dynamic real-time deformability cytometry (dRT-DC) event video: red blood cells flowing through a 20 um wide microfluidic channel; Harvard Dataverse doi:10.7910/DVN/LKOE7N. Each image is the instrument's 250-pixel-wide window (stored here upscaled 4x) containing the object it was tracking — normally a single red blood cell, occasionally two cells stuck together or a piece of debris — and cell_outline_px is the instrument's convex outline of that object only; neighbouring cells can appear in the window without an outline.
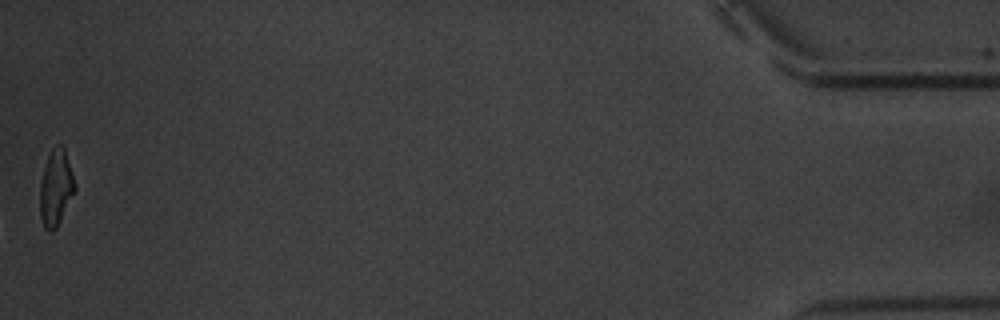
{"species": "common noctule bat (a hibernating species)", "species_latin": "Nyctalus noctula", "temperature_condition": "warm", "stored_images_in_passage": 16, "camera_frame_rate_fps": 3000, "um_per_image_px": 0.085, "animal": {"sex": "male", "body_mass_g": 20.1, "forearm_length_mm": 53.5}, "frame": {"image": 1, "passage_image": 16, "time_ms": 20.0, "image_size_px": [1000, 320], "cell_outline_px": [[76, 188], [56, 228], [52, 232], [48, 232], [44, 228], [40, 216], [40, 184], [44, 168], [48, 156], [52, 148], [56, 144], [60, 144], [64, 148]], "centroid_in_image_um": [4.72, 15.99], "position_along_channel_um": 430.5, "area_um2": 15.14}, "authors_computed_cell_mechanics": {"area_um2": 17.0221, "velocity_mm_per_s": 3.5955, "shape_relaxation_time_tau1_ms": 7.4333, "shape_relaxation_time_tau2_ms": 1.1069, "deformation_change_tau1": 0.2289, "deformation_change_tau2": 0.0516}}